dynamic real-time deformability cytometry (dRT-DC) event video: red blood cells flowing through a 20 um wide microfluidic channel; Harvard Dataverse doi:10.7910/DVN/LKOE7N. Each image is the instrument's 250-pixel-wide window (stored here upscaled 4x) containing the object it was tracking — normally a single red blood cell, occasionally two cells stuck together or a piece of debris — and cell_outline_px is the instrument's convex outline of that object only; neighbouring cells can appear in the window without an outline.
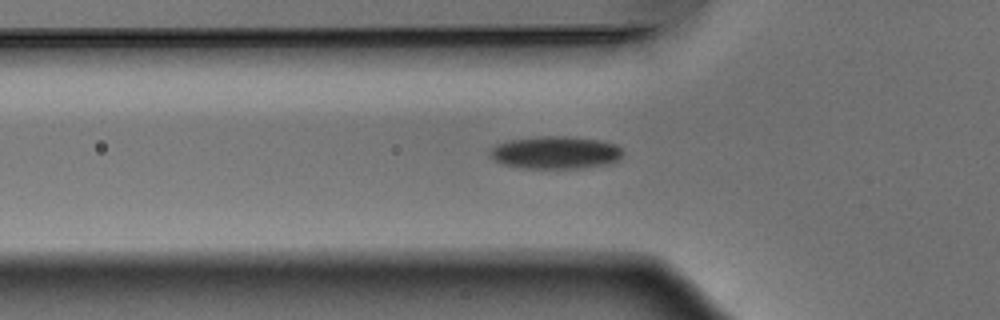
{"species": "Egyptian fruit bat (a non-hibernating species)", "species_latin": "Rousettus aegyptiacus", "temperature_condition": "warm", "stored_images_in_passage": 35, "camera_frame_rate_fps": 3000, "um_per_image_px": 0.085, "animal": {"sex": "male"}, "frame": {"image": 1, "passage_image": 6, "time_ms": 1.667, "image_size_px": [1000, 320], "cell_outline_px": [[624, 152], [616, 160], [608, 164], [584, 168], [520, 168], [504, 164], [488, 156], [488, 152], [496, 144], [508, 140], [544, 136], [564, 136], [596, 140], [616, 144]], "centroid_in_image_um": [47.18, 12.97], "position_along_channel_um": 78.6, "area_um2": 25.14}}
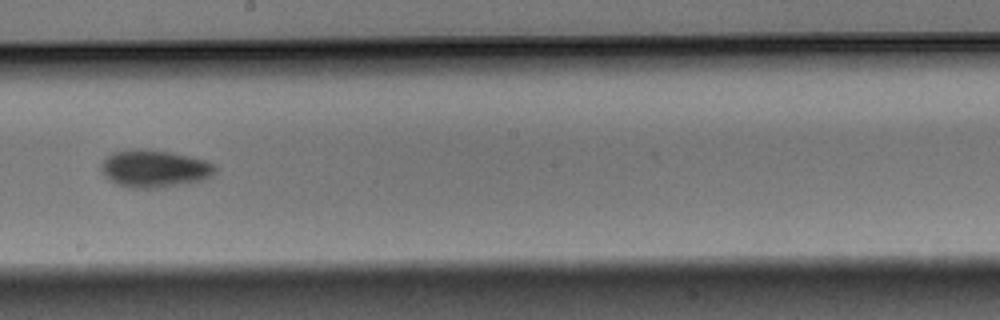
{"frame": {"image": 2, "passage_image": 18, "time_ms": 5.667, "image_size_px": [1000, 320], "cell_outline_px": [[216, 172], [212, 176], [204, 180], [188, 184], [164, 188], [128, 188], [116, 184], [108, 180], [100, 172], [100, 164], [112, 152], [132, 148], [144, 148], [168, 152], [188, 156], [204, 160], [216, 164]], "centroid_in_image_um": [13.11, 14.35], "position_along_channel_um": 235.1, "area_um2": 25.55}}
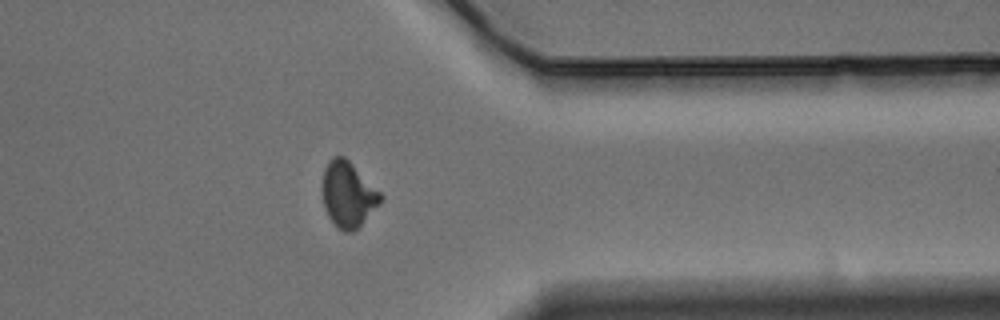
{"frame": {"image": 3, "passage_image": 30, "time_ms": 9.667, "image_size_px": [1000, 320], "cell_outline_px": [[384, 196], [380, 204], [352, 232], [344, 232], [328, 216], [324, 208], [320, 188], [324, 168], [328, 160], [332, 156], [344, 156]], "centroid_in_image_um": [29.54, 16.49], "position_along_channel_um": 381.9, "area_um2": 22.2}}